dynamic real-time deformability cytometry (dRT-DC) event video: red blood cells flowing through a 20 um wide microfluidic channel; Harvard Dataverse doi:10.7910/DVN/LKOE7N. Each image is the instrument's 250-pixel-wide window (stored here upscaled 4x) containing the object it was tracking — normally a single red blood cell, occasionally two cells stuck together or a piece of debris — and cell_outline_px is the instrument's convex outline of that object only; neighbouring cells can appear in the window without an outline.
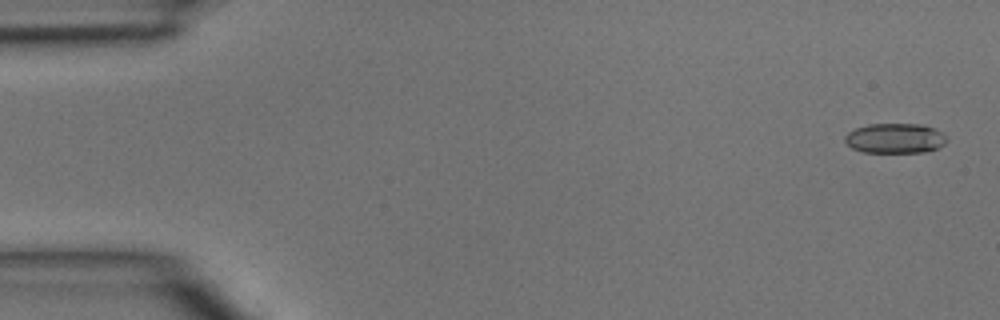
{"species": "common noctule bat (a hibernating species)", "species_latin": "Nyctalus noctula", "temperature_condition": "room temperature", "stored_images_in_passage": 46, "camera_frame_rate_fps": 3000, "um_per_image_px": 0.085, "animal": {"sex": "male", "body_mass_g": 15.6}, "frame": {"image": 1, "passage_image": 2, "time_ms": 0.333, "image_size_px": [1000, 320], "cell_outline_px": [[948, 140], [944, 144], [936, 148], [924, 152], [864, 152], [852, 148], [844, 140], [844, 136], [848, 132], [856, 128], [868, 124], [924, 124], [948, 136]], "centroid_in_image_um": [76.08, 11.75], "position_along_channel_um": 8.9, "area_um2": 17.74}}
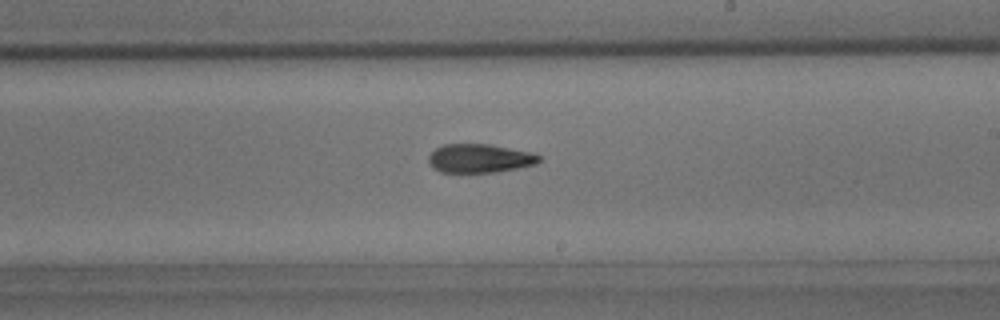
{"frame": {"image": 2, "passage_image": 27, "time_ms": 8.667, "image_size_px": [1000, 320], "cell_outline_px": [[540, 160], [536, 164], [496, 172], [440, 172], [432, 168], [428, 164], [428, 156], [436, 148], [444, 144], [488, 144], [532, 152], [540, 156]], "centroid_in_image_um": [40.73, 13.46], "position_along_channel_um": 248.3, "area_um2": 18.5}}
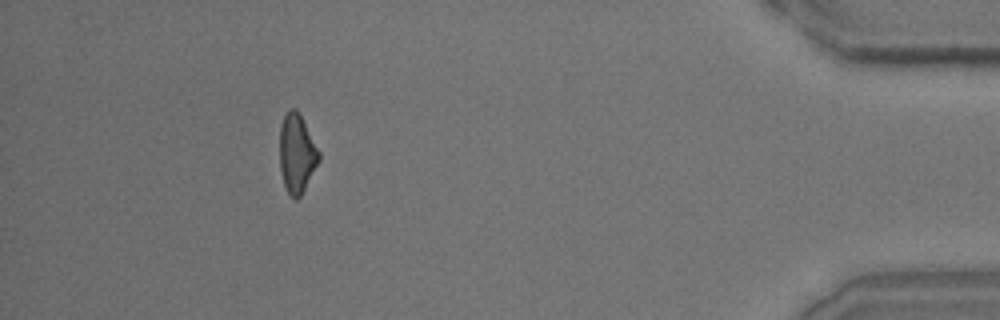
{"frame": {"image": 3, "passage_image": 42, "time_ms": 13.667, "image_size_px": [1000, 320], "cell_outline_px": [[320, 160], [300, 196], [296, 200], [288, 192], [284, 184], [280, 168], [280, 124], [288, 108], [296, 108], [320, 152]], "centroid_in_image_um": [25.22, 13.02], "position_along_channel_um": 410.0, "area_um2": 17.8}}